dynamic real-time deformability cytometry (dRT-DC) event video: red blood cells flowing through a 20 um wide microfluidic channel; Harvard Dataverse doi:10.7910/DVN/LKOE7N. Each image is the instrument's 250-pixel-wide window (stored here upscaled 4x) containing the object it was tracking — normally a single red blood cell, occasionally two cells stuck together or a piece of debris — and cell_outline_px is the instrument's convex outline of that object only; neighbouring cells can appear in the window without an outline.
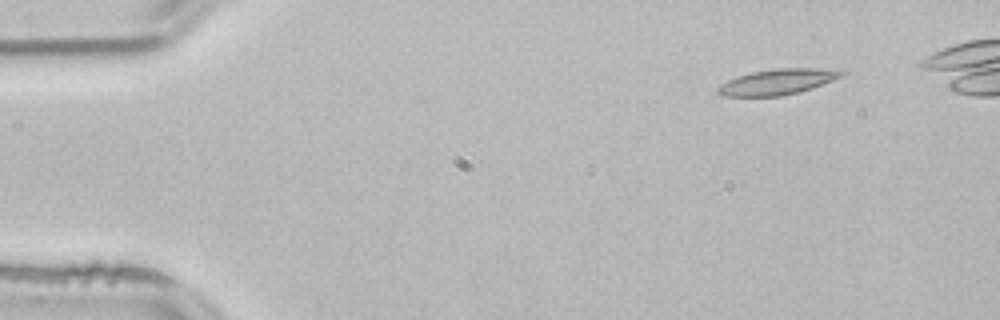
{"species": "common noctule bat (a hibernating species)", "species_latin": "Nyctalus noctula", "temperature_condition": "room temperature", "stored_images_in_passage": 4, "camera_frame_rate_fps": 3000, "um_per_image_px": 0.085, "animal": {"sex": "male", "body_mass_g": 21.5, "forearm_length_mm": 52.0}, "frame": {"image": 1, "passage_image": 1, "time_ms": 0.0, "image_size_px": [1000, 320], "cell_outline_px": [[844, 72], [840, 76], [832, 80], [812, 88], [780, 96], [720, 96], [716, 92], [716, 88], [720, 84], [728, 80], [752, 72], [776, 68], [816, 68]], "centroid_in_image_um": [65.98, 6.97], "position_along_channel_um": 19.0, "area_um2": 18.03}}